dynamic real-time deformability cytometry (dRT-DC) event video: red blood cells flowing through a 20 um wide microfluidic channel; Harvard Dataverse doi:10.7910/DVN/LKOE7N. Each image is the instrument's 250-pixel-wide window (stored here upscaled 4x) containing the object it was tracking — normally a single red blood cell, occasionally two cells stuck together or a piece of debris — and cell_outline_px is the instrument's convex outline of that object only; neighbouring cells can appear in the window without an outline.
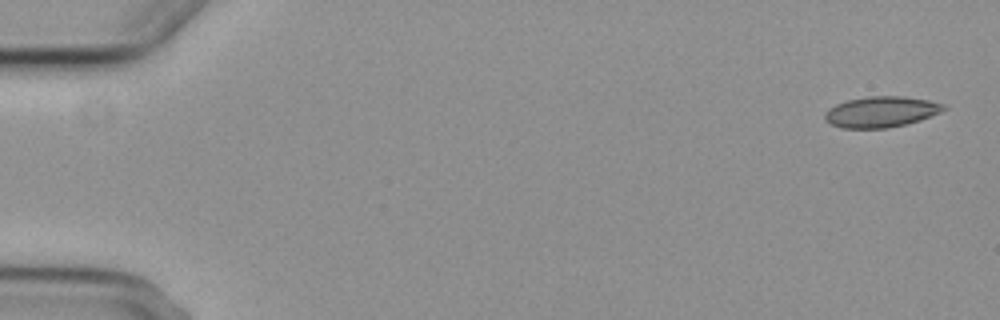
{"species": "common noctule bat (a hibernating species)", "species_latin": "Nyctalus noctula", "temperature_condition": "cold", "stored_images_in_passage": 5, "camera_frame_rate_fps": 3000, "um_per_image_px": 0.085, "animal": {"sex": "female", "body_mass_g": 29.2, "forearm_length_mm": 56.3}, "frame": {"image": 1, "passage_image": 1, "time_ms": 0.0, "image_size_px": [1000, 320], "cell_outline_px": [[948, 108], [940, 112], [904, 124], [888, 128], [840, 128], [824, 120], [824, 116], [828, 108], [836, 104], [848, 100], [868, 96], [900, 96], [928, 100], [944, 104]], "centroid_in_image_um": [74.85, 9.5], "position_along_channel_um": 10.2, "area_um2": 21.1}}
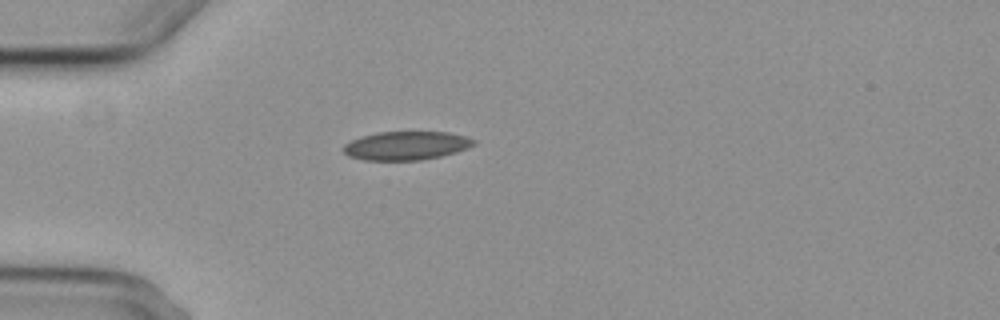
{"frame": {"image": 2, "passage_image": 5, "time_ms": 4.667, "image_size_px": [1000, 320], "cell_outline_px": [[476, 144], [468, 148], [456, 152], [440, 156], [420, 160], [364, 160], [348, 156], [344, 152], [344, 144], [360, 136], [376, 132], [448, 132], [464, 136], [476, 140]], "centroid_in_image_um": [34.53, 12.38], "position_along_channel_um": 50.5, "area_um2": 21.73}}